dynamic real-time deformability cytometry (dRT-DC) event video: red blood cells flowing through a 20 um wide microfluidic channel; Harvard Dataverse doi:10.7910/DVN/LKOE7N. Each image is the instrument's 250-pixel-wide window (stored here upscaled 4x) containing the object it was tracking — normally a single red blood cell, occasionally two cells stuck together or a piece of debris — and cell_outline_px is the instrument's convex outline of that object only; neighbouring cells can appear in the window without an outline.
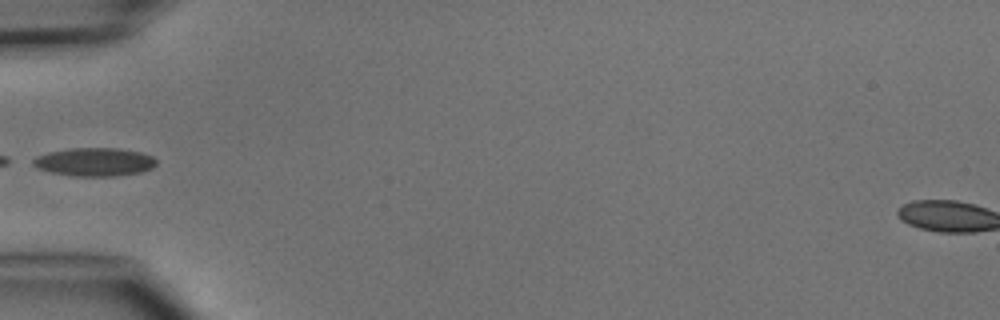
{"species": "common noctule bat (a hibernating species)", "species_latin": "Nyctalus noctula", "temperature_condition": "cold", "stored_images_in_passage": 5, "camera_frame_rate_fps": 3000, "um_per_image_px": 0.085, "animal": {"sex": "male", "body_mass_g": 15.6}, "frame": {"image": 1, "passage_image": 4, "time_ms": 4.667, "image_size_px": [1000, 320], "cell_outline_px": [[156, 164], [152, 168], [140, 172], [116, 176], [72, 176], [52, 172], [36, 168], [32, 164], [32, 160], [36, 156], [48, 152], [68, 148], [116, 148], [140, 152], [152, 156], [156, 160]], "centroid_in_image_um": [8.0, 13.76], "position_along_channel_um": 77.0, "area_um2": 20.4}}